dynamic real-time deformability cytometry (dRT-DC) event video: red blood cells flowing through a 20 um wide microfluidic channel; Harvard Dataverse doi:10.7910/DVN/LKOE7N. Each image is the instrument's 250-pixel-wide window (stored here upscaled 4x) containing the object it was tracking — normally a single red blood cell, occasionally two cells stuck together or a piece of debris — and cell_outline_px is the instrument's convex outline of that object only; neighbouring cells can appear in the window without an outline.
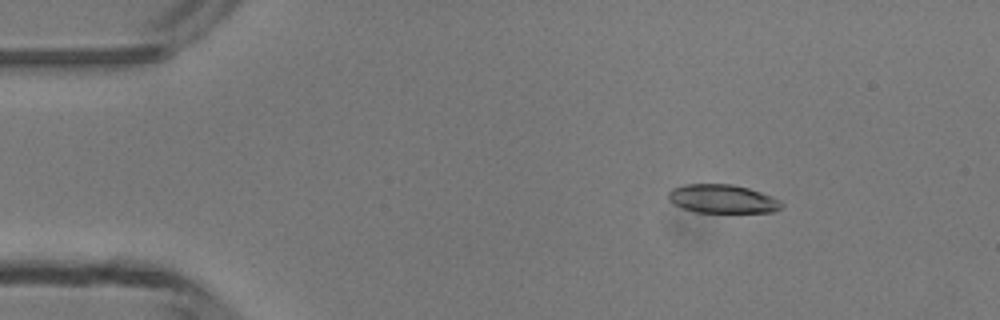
{"species": "common noctule bat (a hibernating species)", "species_latin": "Nyctalus noctula", "temperature_condition": "room temperature", "stored_images_in_passage": 4, "camera_frame_rate_fps": 3000, "um_per_image_px": 0.085, "animal": {"sex": "male", "body_mass_g": 13.3}, "frame": {"image": 1, "passage_image": 2, "time_ms": 2.0, "image_size_px": [1000, 320], "cell_outline_px": [[784, 204], [780, 208], [772, 212], [696, 212], [684, 208], [668, 200], [668, 192], [672, 188], [684, 184], [732, 184], [748, 188], [772, 196], [780, 200]], "centroid_in_image_um": [61.41, 16.89], "position_along_channel_um": 23.6, "area_um2": 18.79}}
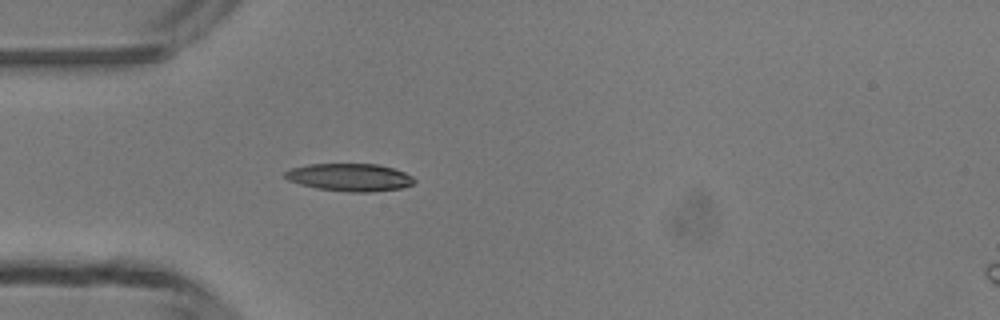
{"frame": {"image": 2, "passage_image": 4, "time_ms": 4.333, "image_size_px": [1000, 320], "cell_outline_px": [[416, 180], [412, 184], [404, 188], [372, 192], [348, 192], [316, 188], [300, 184], [288, 180], [284, 176], [284, 172], [292, 168], [308, 164], [376, 164], [392, 168], [404, 172], [412, 176]], "centroid_in_image_um": [29.74, 15.08], "position_along_channel_um": 55.3, "area_um2": 20.87}}